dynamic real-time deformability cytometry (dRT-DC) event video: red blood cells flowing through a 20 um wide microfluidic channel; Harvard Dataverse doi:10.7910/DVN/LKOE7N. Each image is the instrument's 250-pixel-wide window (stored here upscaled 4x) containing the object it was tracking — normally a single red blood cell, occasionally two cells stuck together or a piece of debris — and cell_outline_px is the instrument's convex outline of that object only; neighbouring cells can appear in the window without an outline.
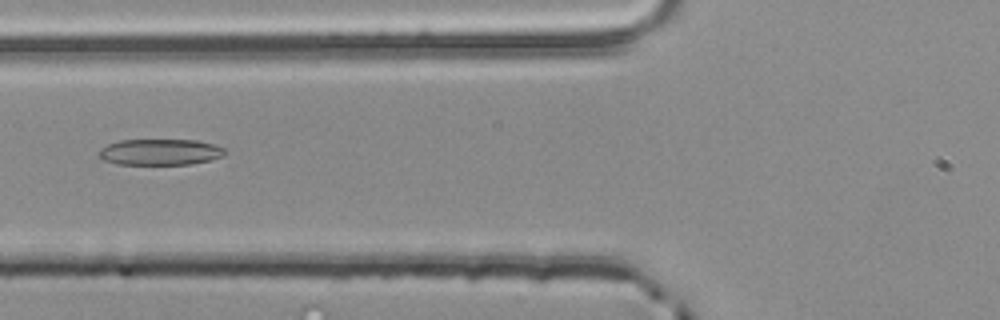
{"species": "common noctule bat (a hibernating species)", "species_latin": "Nyctalus noctula", "temperature_condition": "room temperature", "stored_images_in_passage": 32, "camera_frame_rate_fps": 3000, "um_per_image_px": 0.085, "animal": {"sex": "male", "body_mass_g": 20.4}, "frame": {"image": 1, "passage_image": 4, "time_ms": 1.0, "image_size_px": [1000, 320], "cell_outline_px": [[224, 156], [212, 160], [192, 164], [116, 164], [104, 160], [100, 156], [100, 148], [108, 144], [120, 140], [196, 140], [212, 144], [224, 148]], "centroid_in_image_um": [13.62, 12.92], "position_along_channel_um": 112.2, "area_um2": 19.07}}
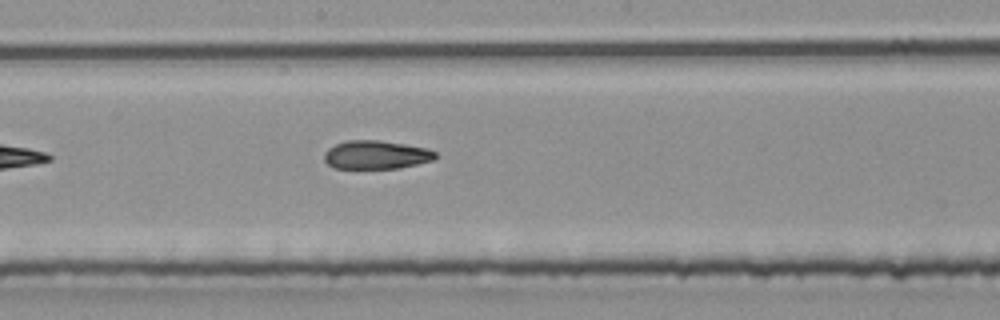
{"frame": {"image": 2, "passage_image": 12, "time_ms": 3.667, "image_size_px": [1000, 320], "cell_outline_px": [[436, 156], [432, 160], [416, 164], [396, 168], [336, 168], [328, 164], [324, 160], [324, 152], [328, 148], [336, 144], [348, 140], [380, 140], [428, 148], [436, 152]], "centroid_in_image_um": [31.95, 13.15], "position_along_channel_um": 216.2, "area_um2": 18.32}}
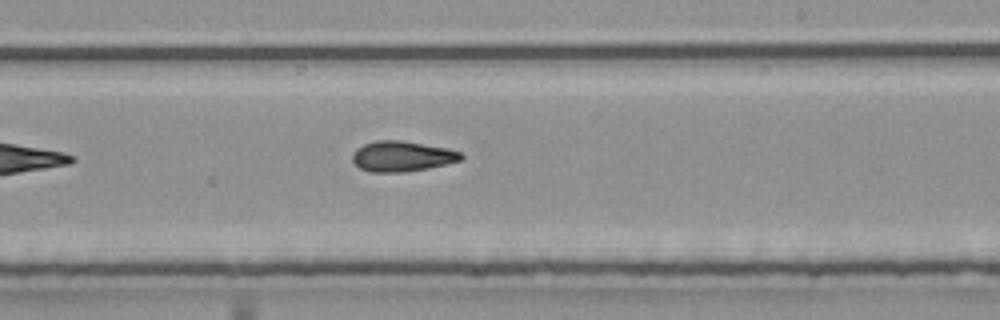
{"frame": {"image": 3, "passage_image": 15, "time_ms": 4.667, "image_size_px": [1000, 320], "cell_outline_px": [[464, 156], [460, 160], [428, 168], [404, 172], [368, 172], [360, 168], [352, 160], [352, 156], [356, 148], [364, 144], [376, 140], [400, 140], [448, 148], [460, 152]], "centroid_in_image_um": [34.14, 13.28], "position_along_channel_um": 254.9, "area_um2": 19.19}, "authors_computed_cell_mechanics": {"area_um2": 18.785, "velocity_mm_per_s": 3.8843, "shape_relaxation_time_tau1_ms": 4.6318, "shape_relaxation_time_tau2_ms": 3.9532, "deformation_change_tau1": 0.1469, "deformation_change_tau2": 0.1274}}